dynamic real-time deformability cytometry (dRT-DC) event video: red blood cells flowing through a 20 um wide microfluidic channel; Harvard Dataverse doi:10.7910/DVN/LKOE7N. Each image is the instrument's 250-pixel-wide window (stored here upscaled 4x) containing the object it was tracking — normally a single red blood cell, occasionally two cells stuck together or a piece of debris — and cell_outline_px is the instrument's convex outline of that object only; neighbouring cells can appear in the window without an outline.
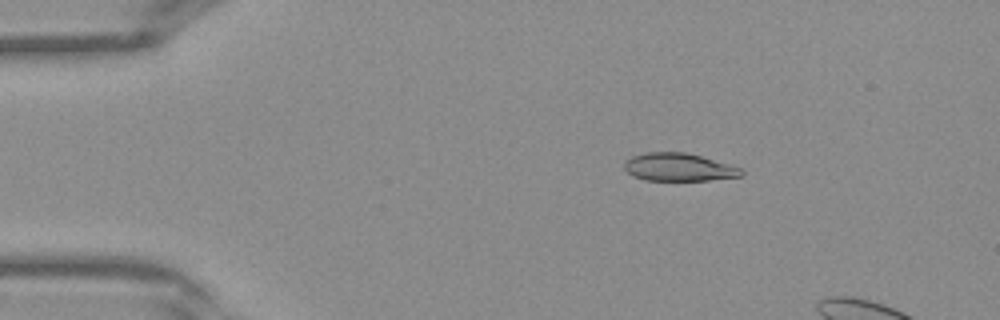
{"species": "Egyptian fruit bat (a non-hibernating species)", "species_latin": "Rousettus aegyptiacus", "temperature_condition": "warm", "stored_images_in_passage": 10, "camera_frame_rate_fps": 3000, "um_per_image_px": 0.085, "frame": {"image": 1, "passage_image": 5, "time_ms": 1.333, "image_size_px": [1000, 320], "cell_outline_px": [[744, 176], [708, 180], [644, 180], [632, 176], [624, 168], [624, 164], [632, 156], [648, 152], [684, 152], [700, 156], [728, 164], [740, 168], [744, 172]], "centroid_in_image_um": [57.69, 14.22], "position_along_channel_um": 27.3, "area_um2": 18.84}}